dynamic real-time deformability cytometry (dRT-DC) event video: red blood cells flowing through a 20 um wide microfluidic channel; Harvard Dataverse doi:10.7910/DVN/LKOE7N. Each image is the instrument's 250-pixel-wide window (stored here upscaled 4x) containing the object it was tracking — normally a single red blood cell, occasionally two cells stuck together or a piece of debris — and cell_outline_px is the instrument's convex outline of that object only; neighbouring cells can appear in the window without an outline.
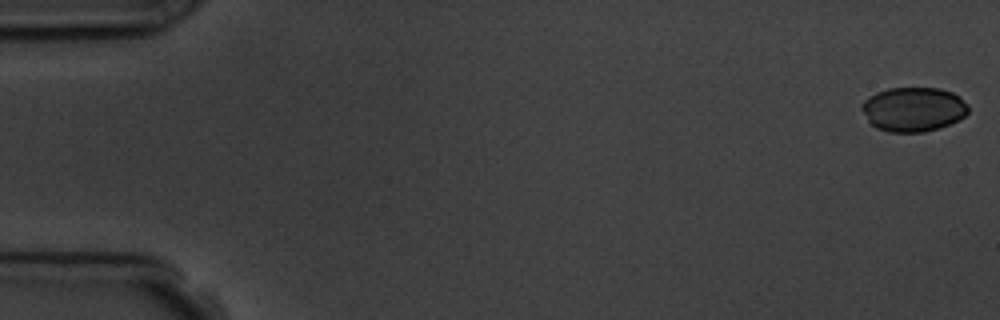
{"species": "common noctule bat (a hibernating species)", "species_latin": "Nyctalus noctula", "temperature_condition": "room temperature", "stored_images_in_passage": 8, "camera_frame_rate_fps": 3000, "um_per_image_px": 0.085, "animal": {"sex": "male", "body_mass_g": 19.5, "forearm_length_mm": 54.6}, "frame": {"image": 1, "passage_image": 1, "time_ms": 0.0, "image_size_px": [1000, 320], "cell_outline_px": [[968, 112], [964, 116], [940, 128], [924, 132], [888, 132], [876, 128], [868, 120], [860, 108], [860, 104], [868, 96], [876, 92], [888, 88], [940, 88], [952, 92], [960, 96], [968, 104]], "centroid_in_image_um": [77.62, 9.28], "position_along_channel_um": 7.4, "area_um2": 27.74}}